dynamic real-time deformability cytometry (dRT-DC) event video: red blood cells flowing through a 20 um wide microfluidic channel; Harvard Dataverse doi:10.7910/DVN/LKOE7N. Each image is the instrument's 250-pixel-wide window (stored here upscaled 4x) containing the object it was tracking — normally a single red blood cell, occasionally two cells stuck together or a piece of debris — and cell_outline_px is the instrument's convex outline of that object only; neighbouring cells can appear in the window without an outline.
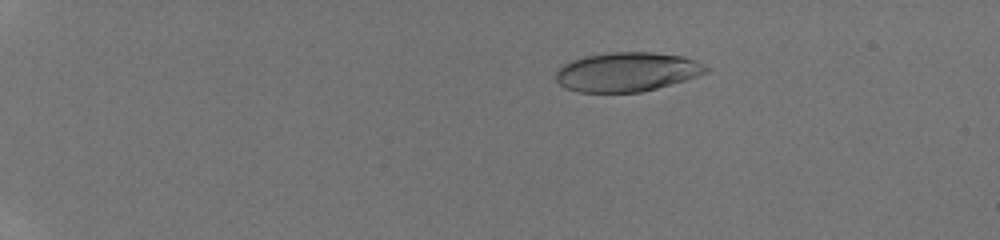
{"species": "human", "species_latin": "Homo sapiens", "temperature_condition": "room temperature", "stored_images_in_passage": 48, "camera_frame_rate_fps": 3000, "um_per_image_px": 0.085, "donor": {"sex": "male"}, "frame": {"image": 1, "passage_image": 11, "time_ms": 3.333, "image_size_px": [1000, 240], "cell_outline_px": [[708, 72], [672, 84], [640, 92], [576, 92], [564, 88], [556, 80], [556, 68], [572, 60], [584, 56], [612, 52], [652, 52], [684, 56], [696, 60], [704, 64], [708, 68]], "centroid_in_image_um": [53.27, 6.11], "position_along_channel_um": 31.7, "area_um2": 34.45}}
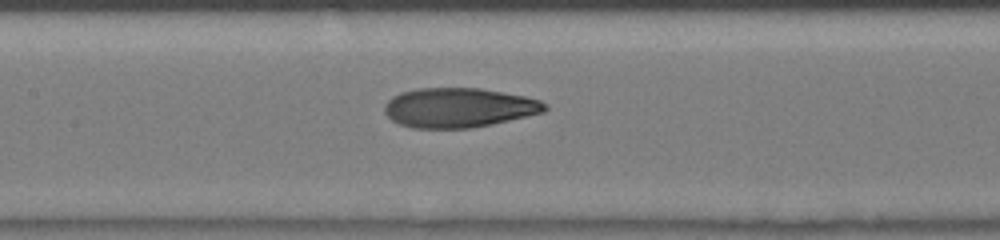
{"frame": {"image": 2, "passage_image": 27, "time_ms": 8.667, "image_size_px": [1000, 240], "cell_outline_px": [[548, 108], [544, 112], [492, 124], [472, 128], [412, 128], [400, 124], [392, 120], [384, 112], [384, 104], [392, 96], [400, 92], [416, 88], [480, 88], [524, 96], [540, 100], [548, 104]], "centroid_in_image_um": [38.98, 9.15], "position_along_channel_um": 168.4, "area_um2": 37.11}}
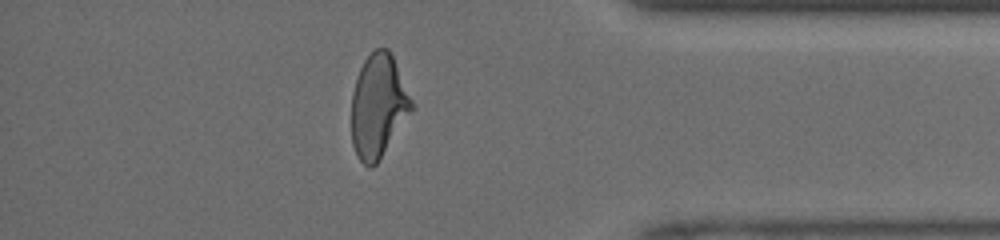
{"frame": {"image": 3, "passage_image": 43, "time_ms": 14.0, "image_size_px": [1000, 240], "cell_outline_px": [[416, 108], [376, 164], [372, 168], [368, 168], [356, 156], [352, 144], [352, 92], [360, 68], [364, 60], [376, 48], [388, 48], [392, 56]], "centroid_in_image_um": [32.17, 9.05], "position_along_channel_um": 403.0, "area_um2": 36.3}}